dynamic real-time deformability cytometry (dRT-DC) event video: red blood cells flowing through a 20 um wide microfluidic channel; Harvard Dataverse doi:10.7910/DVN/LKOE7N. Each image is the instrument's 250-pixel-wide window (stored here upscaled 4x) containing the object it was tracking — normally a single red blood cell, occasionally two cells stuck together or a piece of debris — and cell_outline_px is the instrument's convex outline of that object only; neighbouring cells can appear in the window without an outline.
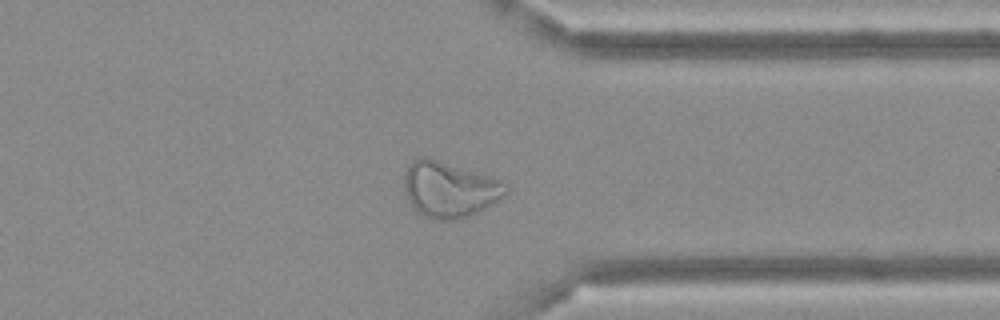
{"species": "Egyptian fruit bat (a non-hibernating species)", "species_latin": "Rousettus aegyptiacus", "temperature_condition": "cold", "stored_images_in_passage": 41, "camera_frame_rate_fps": 3000, "um_per_image_px": 0.085, "frame": {"image": 1, "passage_image": 30, "time_ms": 9.667, "image_size_px": [1000, 320], "cell_outline_px": [[508, 192], [492, 204], [468, 216], [456, 220], [436, 220], [424, 216], [408, 200], [404, 188], [404, 176], [412, 160], [420, 156], [428, 156], [508, 180]], "centroid_in_image_um": [38.26, 16.05], "position_along_channel_um": 373.1, "area_um2": 33.58}}
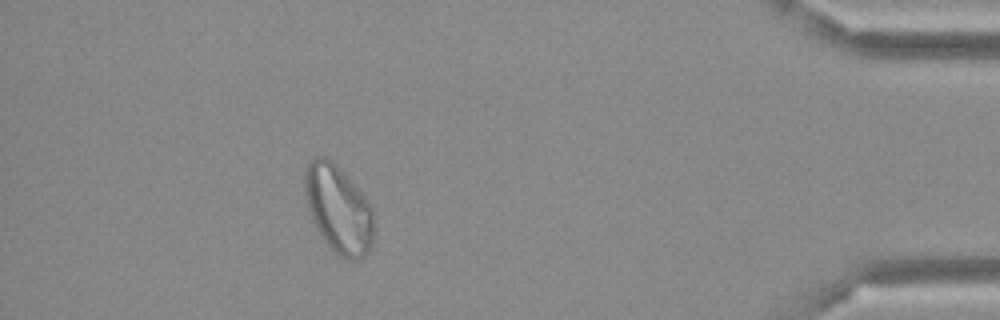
{"frame": {"image": 2, "passage_image": 36, "time_ms": 11.667, "image_size_px": [1000, 320], "cell_outline_px": [[372, 244], [368, 252], [364, 256], [356, 260], [348, 260], [340, 256], [324, 240], [316, 228], [312, 220], [308, 208], [304, 188], [304, 168], [308, 160], [316, 156], [324, 156], [332, 160], [336, 164], [368, 200], [372, 208]], "centroid_in_image_um": [28.73, 17.74], "position_along_channel_um": 406.5, "area_um2": 35.26}}